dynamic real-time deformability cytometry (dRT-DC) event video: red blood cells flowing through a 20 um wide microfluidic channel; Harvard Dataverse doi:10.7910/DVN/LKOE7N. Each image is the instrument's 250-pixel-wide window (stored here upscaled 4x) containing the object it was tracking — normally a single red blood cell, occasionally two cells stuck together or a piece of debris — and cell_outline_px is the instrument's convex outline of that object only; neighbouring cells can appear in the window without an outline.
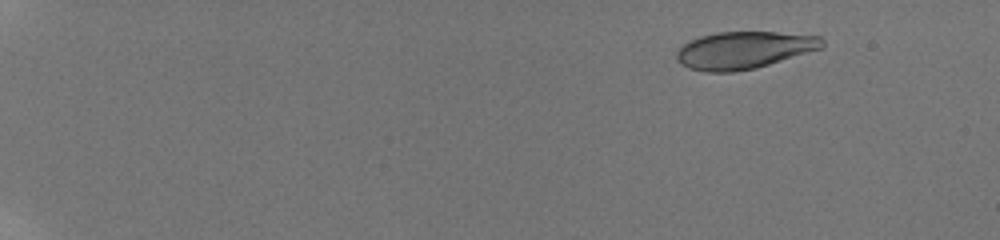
{"species": "human", "species_latin": "Homo sapiens", "temperature_condition": "room temperature", "stored_images_in_passage": 51, "camera_frame_rate_fps": 3000, "um_per_image_px": 0.085, "donor": {"sex": "male"}, "frame": {"image": 1, "passage_image": 1, "time_ms": 0.0, "image_size_px": [1000, 240], "cell_outline_px": [[824, 44], [820, 48], [756, 68], [732, 72], [704, 72], [688, 68], [680, 64], [676, 60], [676, 52], [684, 44], [700, 36], [716, 32], [776, 32], [820, 36], [824, 40]], "centroid_in_image_um": [63.18, 4.26], "position_along_channel_um": 21.8, "area_um2": 31.44}}
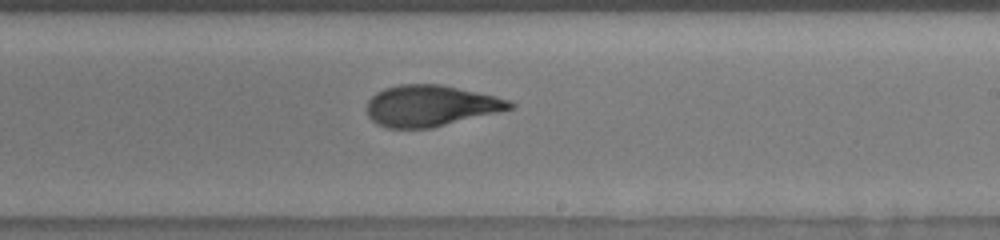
{"frame": {"image": 2, "passage_image": 32, "time_ms": 10.333, "image_size_px": [1000, 240], "cell_outline_px": [[516, 104], [512, 108], [432, 128], [388, 128], [376, 124], [368, 116], [368, 100], [376, 92], [384, 88], [400, 84], [440, 84], [496, 96], [508, 100]], "centroid_in_image_um": [36.57, 8.99], "position_along_channel_um": 252.4, "area_um2": 34.04}}
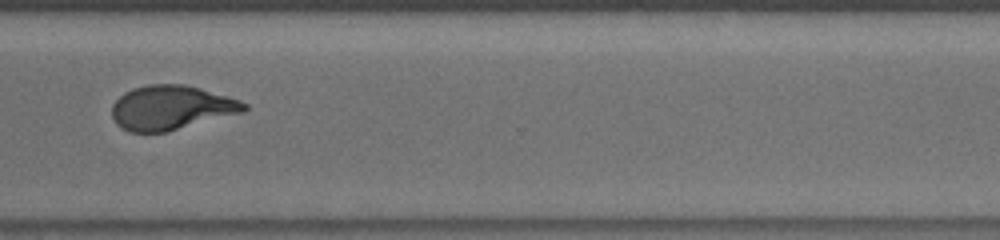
{"frame": {"image": 3, "passage_image": 40, "time_ms": 13.0, "image_size_px": [1000, 240], "cell_outline_px": [[248, 108], [244, 112], [164, 132], [128, 132], [120, 128], [116, 124], [112, 116], [112, 104], [124, 92], [132, 88], [148, 84], [184, 84], [200, 88], [228, 96], [240, 100], [248, 104]], "centroid_in_image_um": [14.54, 9.14], "position_along_channel_um": 356.1, "area_um2": 34.22}, "authors_computed_cell_mechanics": {"area_um2": 33.7552, "velocity_mm_per_s": 3.8827, "shape_relaxation_time_tau1_ms": 5.2091, "shape_relaxation_time_tau2_ms": 1.159, "deformation_change_tau1": 0.2073, "deformation_change_tau2": 0.0721}}